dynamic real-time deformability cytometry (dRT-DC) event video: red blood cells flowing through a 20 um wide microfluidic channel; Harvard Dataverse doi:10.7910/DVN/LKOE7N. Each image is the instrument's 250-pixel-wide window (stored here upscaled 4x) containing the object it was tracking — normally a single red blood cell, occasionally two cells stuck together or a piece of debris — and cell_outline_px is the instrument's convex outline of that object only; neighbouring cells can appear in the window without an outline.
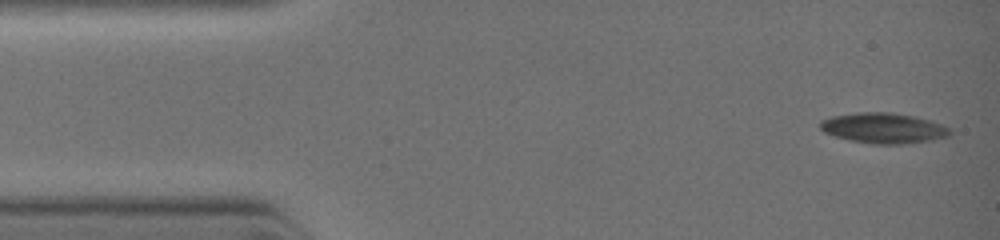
{"species": "common noctule bat (a hibernating species)", "species_latin": "Nyctalus noctula", "temperature_condition": "warm", "stored_images_in_passage": 36, "camera_frame_rate_fps": 3000, "um_per_image_px": 0.085, "animal": {"sex": "female", "body_mass_g": 19.0, "forearm_length_mm": 51.5}, "frame": {"image": 1, "passage_image": 1, "time_ms": 0.0, "image_size_px": [1000, 240], "cell_outline_px": [[952, 132], [948, 136], [932, 140], [900, 144], [872, 144], [848, 140], [824, 132], [820, 128], [820, 120], [832, 116], [860, 112], [892, 112], [932, 120], [948, 128]], "centroid_in_image_um": [75.08, 10.89], "position_along_channel_um": 9.9, "area_um2": 22.95}}
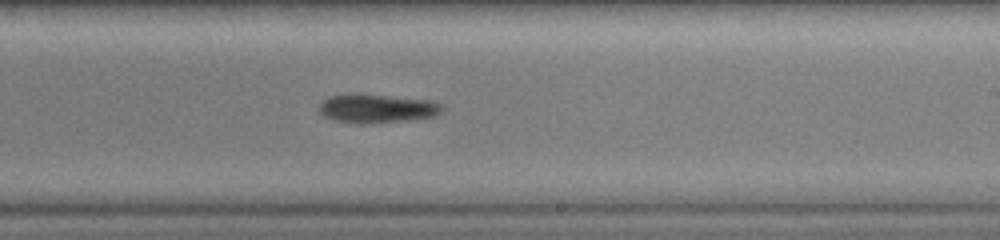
{"frame": {"image": 2, "passage_image": 22, "time_ms": 6.333, "image_size_px": [1000, 240], "cell_outline_px": [[444, 108], [440, 112], [432, 116], [400, 120], [360, 124], [336, 120], [324, 116], [320, 112], [320, 104], [328, 96], [348, 92], [356, 92], [432, 100], [444, 104]], "centroid_in_image_um": [32.01, 9.17], "position_along_channel_um": 257.0, "area_um2": 20.75}}
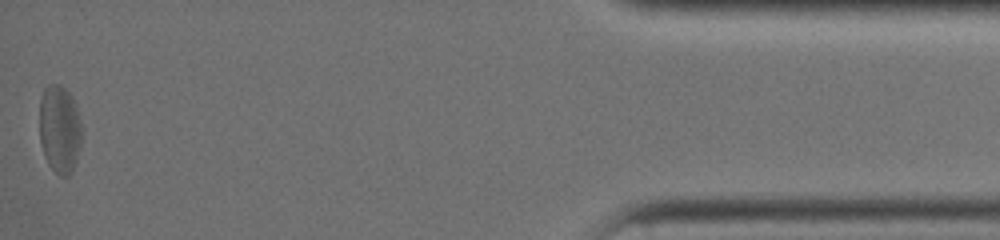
{"frame": {"image": 3, "passage_image": 36, "time_ms": 11.0, "image_size_px": [1000, 240], "cell_outline_px": [[80, 140], [72, 168], [68, 176], [64, 176], [56, 172], [48, 160], [44, 152], [40, 140], [40, 100], [44, 88], [48, 84], [56, 84], [64, 88], [68, 92], [72, 100], [80, 124]], "centroid_in_image_um": [5.02, 10.91], "position_along_channel_um": 430.2, "area_um2": 20.46}}